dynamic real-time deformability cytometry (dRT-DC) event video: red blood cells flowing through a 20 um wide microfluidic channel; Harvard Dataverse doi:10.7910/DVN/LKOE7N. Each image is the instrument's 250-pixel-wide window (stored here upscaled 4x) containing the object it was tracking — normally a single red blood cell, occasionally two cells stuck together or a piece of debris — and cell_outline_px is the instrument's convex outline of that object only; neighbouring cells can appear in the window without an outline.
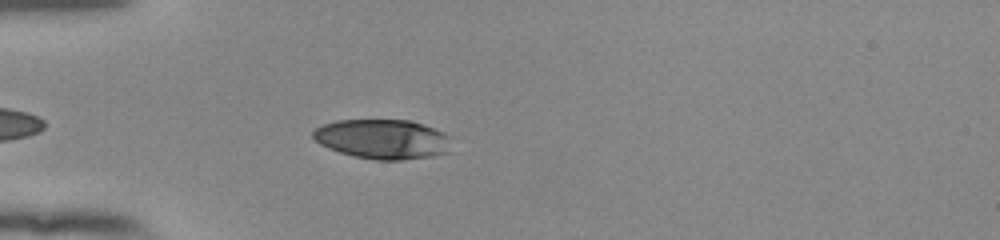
{"species": "human", "species_latin": "Homo sapiens", "temperature_condition": "room temperature", "stored_images_in_passage": 35, "camera_frame_rate_fps": 3000, "um_per_image_px": 0.085, "donor": {"sex": "female"}, "frame": {"image": 1, "passage_image": 4, "time_ms": 1.0, "image_size_px": [1000, 240], "cell_outline_px": [[452, 136], [448, 152], [432, 156], [400, 160], [376, 160], [352, 156], [328, 148], [320, 144], [312, 136], [312, 132], [316, 128], [324, 124], [336, 120], [412, 120], [424, 124], [444, 132]], "centroid_in_image_um": [32.55, 11.82], "position_along_channel_um": 52.5, "area_um2": 32.19}}
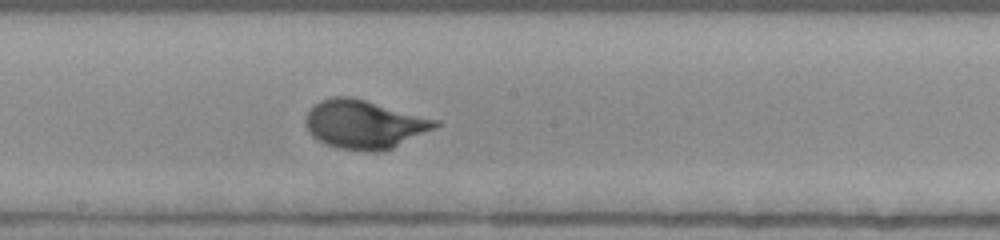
{"frame": {"image": 2, "passage_image": 18, "time_ms": 5.667, "image_size_px": [1000, 240], "cell_outline_px": [[440, 124], [436, 128], [392, 148], [380, 152], [368, 152], [336, 148], [312, 136], [308, 132], [304, 124], [304, 120], [308, 112], [320, 100], [332, 96], [352, 96], [440, 120]], "centroid_in_image_um": [30.97, 10.56], "position_along_channel_um": 217.2, "area_um2": 36.99}}
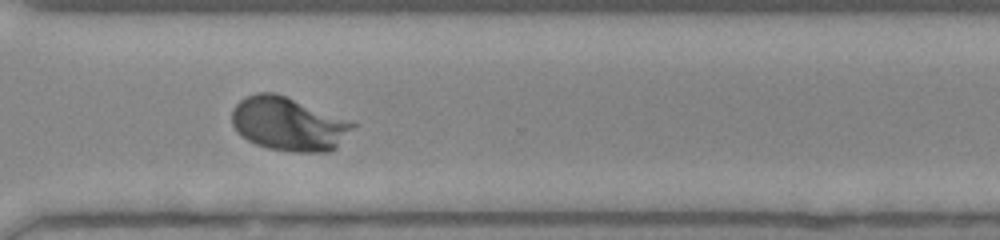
{"frame": {"image": 3, "passage_image": 28, "time_ms": 9.0, "image_size_px": [1000, 240], "cell_outline_px": [[356, 124], [336, 148], [328, 152], [292, 152], [268, 148], [256, 144], [248, 140], [236, 132], [232, 124], [232, 108], [240, 100], [256, 92], [276, 92], [352, 120]], "centroid_in_image_um": [24.52, 10.52], "position_along_channel_um": 346.1, "area_um2": 38.09}, "authors_computed_cell_mechanics": {"area_um2": 34.68, "velocity_mm_per_s": 3.8533, "shape_relaxation_time_tau1_ms": 2.9531, "shape_relaxation_time_tau2_ms": null, "deformation_change_tau1": 0.1871, "deformation_change_tau2": null}}